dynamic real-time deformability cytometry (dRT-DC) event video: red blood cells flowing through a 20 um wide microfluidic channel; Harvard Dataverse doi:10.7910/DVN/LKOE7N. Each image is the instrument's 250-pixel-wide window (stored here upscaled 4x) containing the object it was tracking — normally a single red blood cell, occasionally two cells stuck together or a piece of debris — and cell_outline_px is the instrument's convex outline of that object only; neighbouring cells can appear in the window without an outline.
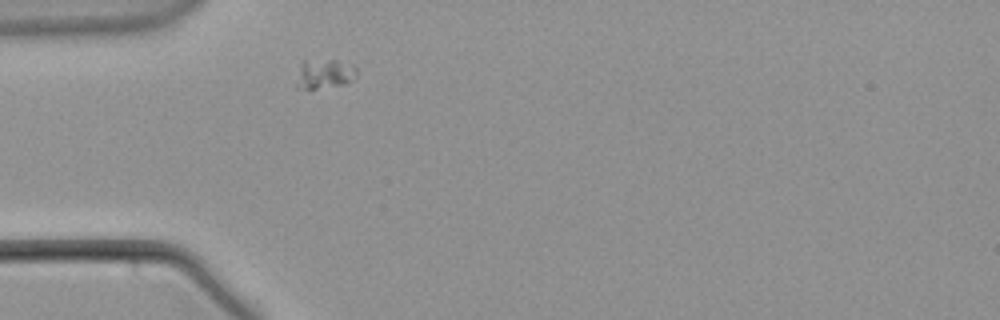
{"species": "common noctule bat (a hibernating species)", "species_latin": "Nyctalus noctula", "temperature_condition": "warm", "stored_images_in_passage": 32, "camera_frame_rate_fps": 3000, "um_per_image_px": 0.085, "animal": {"sex": "male", "body_mass_g": 21.5, "forearm_length_mm": 52.0}, "frame": {"image": 1, "passage_image": 3, "time_ms": 0.667, "image_size_px": [1000, 320], "cell_outline_px": [[356, 76], [352, 80], [344, 84], [316, 88], [296, 88], [300, 64], [304, 60], [336, 60], [352, 64], [356, 68]], "centroid_in_image_um": [27.59, 6.26], "position_along_channel_um": 57.4, "area_um2": 10.17}}
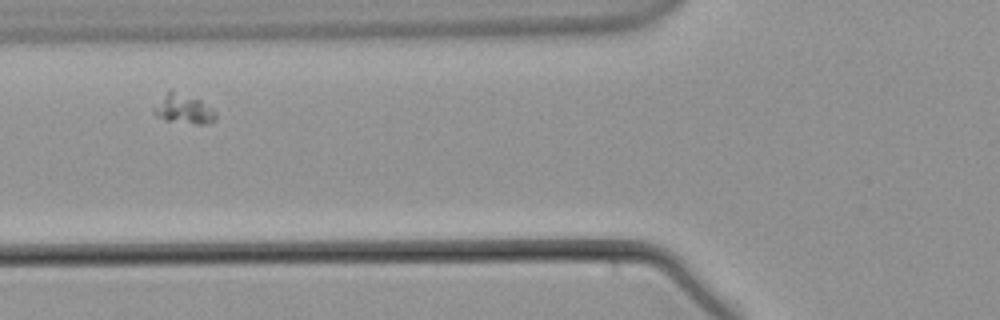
{"frame": {"image": 2, "passage_image": 8, "time_ms": 2.333, "image_size_px": [1000, 320], "cell_outline_px": [[216, 120], [212, 124], [196, 124], [164, 120], [156, 116], [152, 112], [152, 108], [168, 88], [172, 88], [200, 100], [212, 108], [216, 112]], "centroid_in_image_um": [15.58, 9.24], "position_along_channel_um": 110.2, "area_um2": 11.1}}
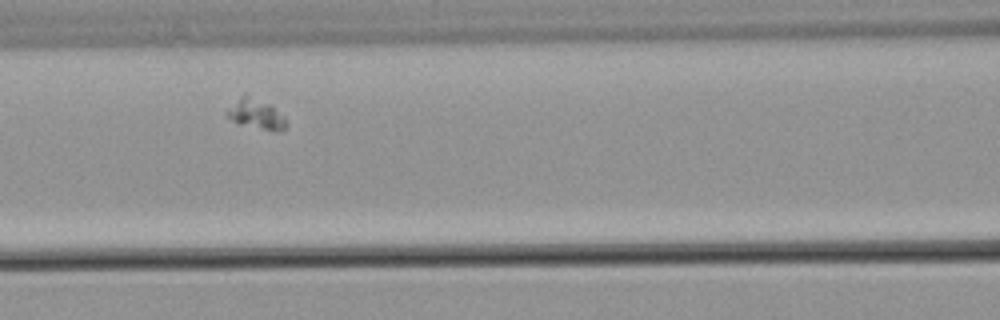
{"frame": {"image": 3, "passage_image": 11, "time_ms": 3.333, "image_size_px": [1000, 320], "cell_outline_px": [[288, 124], [280, 132], [240, 124], [232, 120], [224, 112], [244, 92], [272, 104], [284, 116]], "centroid_in_image_um": [21.78, 9.65], "position_along_channel_um": 144.8, "area_um2": 10.58}}